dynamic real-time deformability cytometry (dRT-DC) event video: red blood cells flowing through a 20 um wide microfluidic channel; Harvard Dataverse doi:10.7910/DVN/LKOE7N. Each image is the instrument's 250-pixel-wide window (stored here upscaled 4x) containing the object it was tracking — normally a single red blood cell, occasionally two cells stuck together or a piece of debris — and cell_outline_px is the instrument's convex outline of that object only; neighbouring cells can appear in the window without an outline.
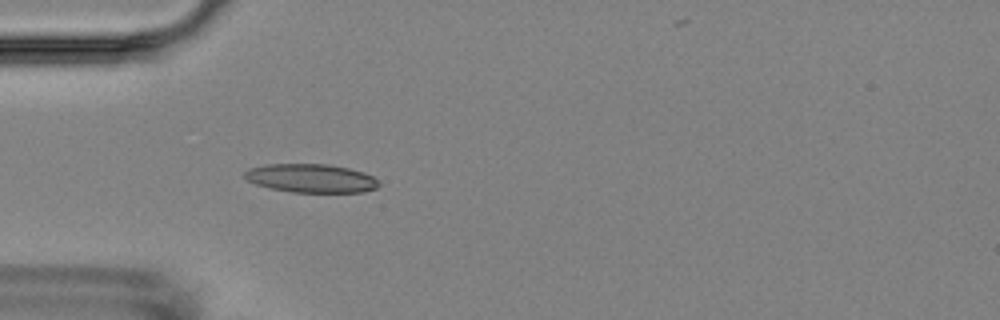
{"species": "Egyptian fruit bat (a non-hibernating species)", "species_latin": "Rousettus aegyptiacus", "temperature_condition": "room temperature", "stored_images_in_passage": 4, "camera_frame_rate_fps": 3000, "um_per_image_px": 0.085, "animal": {"sex": "female"}, "frame": {"image": 1, "passage_image": 4, "time_ms": 3.333, "image_size_px": [1000, 320], "cell_outline_px": [[380, 184], [376, 188], [364, 192], [292, 192], [268, 188], [256, 184], [248, 180], [244, 176], [244, 172], [248, 168], [264, 164], [328, 164], [348, 168], [364, 172], [372, 176]], "centroid_in_image_um": [26.41, 15.15], "position_along_channel_um": 58.6, "area_um2": 22.43}}